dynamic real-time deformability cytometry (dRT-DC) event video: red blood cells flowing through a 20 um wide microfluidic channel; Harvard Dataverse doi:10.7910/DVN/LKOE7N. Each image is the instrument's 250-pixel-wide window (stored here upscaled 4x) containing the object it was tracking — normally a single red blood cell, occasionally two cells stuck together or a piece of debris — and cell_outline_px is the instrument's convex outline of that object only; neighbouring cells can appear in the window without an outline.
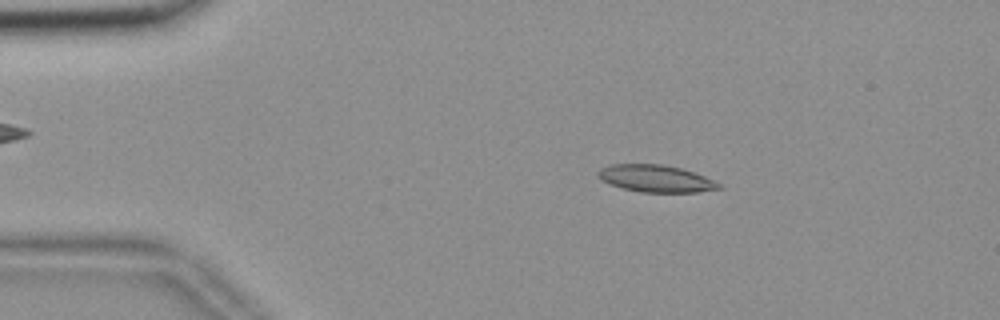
{"species": "common noctule bat (a hibernating species)", "species_latin": "Nyctalus noctula", "temperature_condition": "room temperature", "stored_images_in_passage": 8, "camera_frame_rate_fps": 3000, "um_per_image_px": 0.085, "animal": {"sex": "female", "body_mass_g": 18.4}, "frame": {"image": 1, "passage_image": 3, "time_ms": 0.667, "image_size_px": [1000, 320], "cell_outline_px": [[724, 188], [696, 192], [640, 192], [624, 188], [600, 180], [596, 176], [596, 172], [600, 168], [612, 164], [660, 164], [680, 168], [704, 176], [720, 184]], "centroid_in_image_um": [55.71, 15.17], "position_along_channel_um": 29.3, "area_um2": 18.96}}